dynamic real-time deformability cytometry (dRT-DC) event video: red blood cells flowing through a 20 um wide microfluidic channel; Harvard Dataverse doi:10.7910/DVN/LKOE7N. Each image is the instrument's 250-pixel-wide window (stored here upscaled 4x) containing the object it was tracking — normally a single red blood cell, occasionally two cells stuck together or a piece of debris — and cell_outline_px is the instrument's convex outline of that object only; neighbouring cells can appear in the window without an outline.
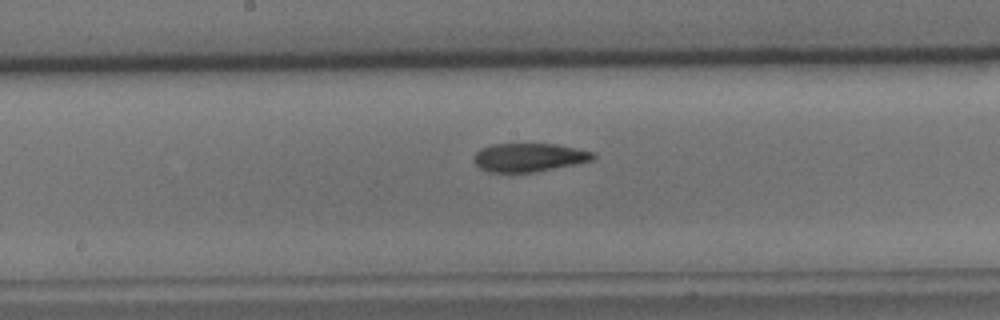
{"species": "common noctule bat (a hibernating species)", "species_latin": "Nyctalus noctula", "temperature_condition": "cold", "stored_images_in_passage": 38, "camera_frame_rate_fps": 3000, "um_per_image_px": 0.085, "animal": {"sex": "male", "body_mass_g": 15.6}, "frame": {"image": 1, "passage_image": 17, "time_ms": 5.333, "image_size_px": [1000, 320], "cell_outline_px": [[596, 156], [592, 160], [576, 164], [536, 172], [488, 172], [480, 168], [472, 160], [472, 156], [480, 148], [492, 144], [556, 144], [596, 152]], "centroid_in_image_um": [44.95, 13.38], "position_along_channel_um": 203.2, "area_um2": 20.0}}
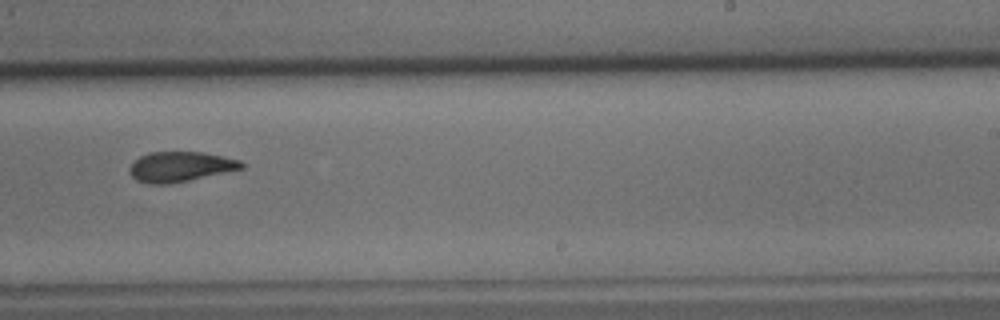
{"frame": {"image": 2, "passage_image": 23, "time_ms": 7.333, "image_size_px": [1000, 320], "cell_outline_px": [[244, 168], [188, 180], [168, 184], [148, 184], [136, 180], [128, 172], [128, 168], [140, 156], [148, 152], [204, 152], [240, 160], [244, 164]], "centroid_in_image_um": [15.3, 14.16], "position_along_channel_um": 273.7, "area_um2": 19.54}}
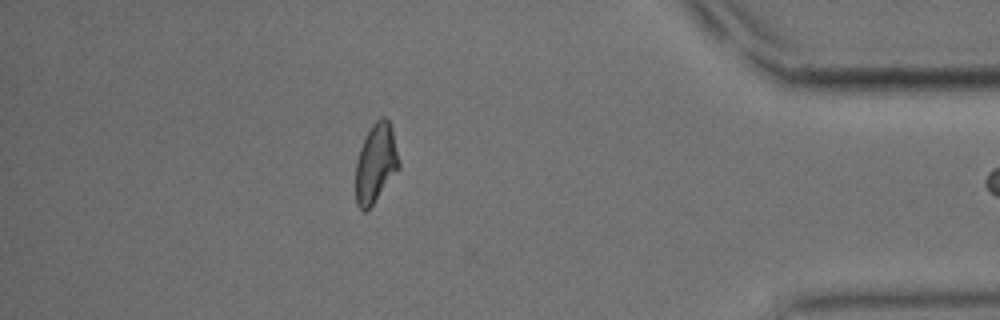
{"frame": {"image": 3, "passage_image": 37, "time_ms": 12.0, "image_size_px": [1000, 320], "cell_outline_px": [[400, 168], [372, 204], [364, 212], [356, 204], [356, 160], [360, 148], [372, 124], [380, 116], [384, 116], [388, 120], [392, 128], [400, 164]], "centroid_in_image_um": [31.95, 13.85], "position_along_channel_um": 403.3, "area_um2": 19.71}}